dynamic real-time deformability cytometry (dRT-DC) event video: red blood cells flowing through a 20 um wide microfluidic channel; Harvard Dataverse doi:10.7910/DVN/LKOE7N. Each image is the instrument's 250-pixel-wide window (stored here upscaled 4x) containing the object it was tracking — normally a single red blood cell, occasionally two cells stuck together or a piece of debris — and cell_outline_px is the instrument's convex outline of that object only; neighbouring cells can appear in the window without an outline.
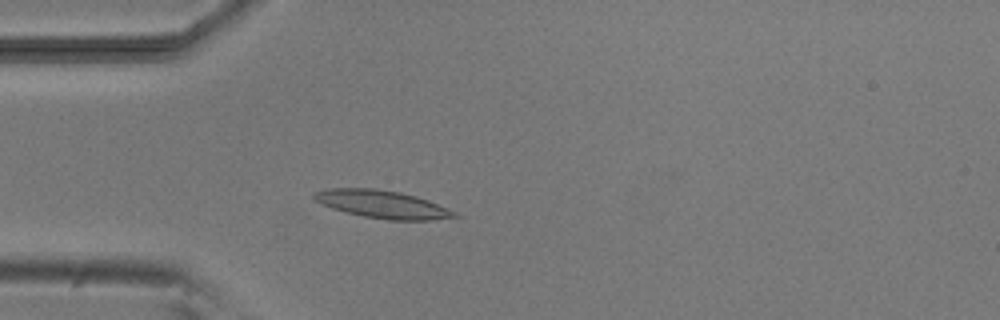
{"species": "common noctule bat (a hibernating species)", "species_latin": "Nyctalus noctula", "temperature_condition": "room temperature", "stored_images_in_passage": 4, "camera_frame_rate_fps": 3000, "um_per_image_px": 0.085, "animal": {"sex": "male", "body_mass_g": 20.5, "forearm_length_mm": 52.5}, "frame": {"image": 1, "passage_image": 4, "time_ms": 3.667, "image_size_px": [1000, 320], "cell_outline_px": [[460, 216], [432, 220], [388, 220], [364, 216], [332, 208], [316, 200], [312, 196], [312, 192], [324, 188], [376, 188], [400, 192], [416, 196], [428, 200], [448, 208], [456, 212]], "centroid_in_image_um": [32.5, 17.35], "position_along_channel_um": 52.5, "area_um2": 22.72}}